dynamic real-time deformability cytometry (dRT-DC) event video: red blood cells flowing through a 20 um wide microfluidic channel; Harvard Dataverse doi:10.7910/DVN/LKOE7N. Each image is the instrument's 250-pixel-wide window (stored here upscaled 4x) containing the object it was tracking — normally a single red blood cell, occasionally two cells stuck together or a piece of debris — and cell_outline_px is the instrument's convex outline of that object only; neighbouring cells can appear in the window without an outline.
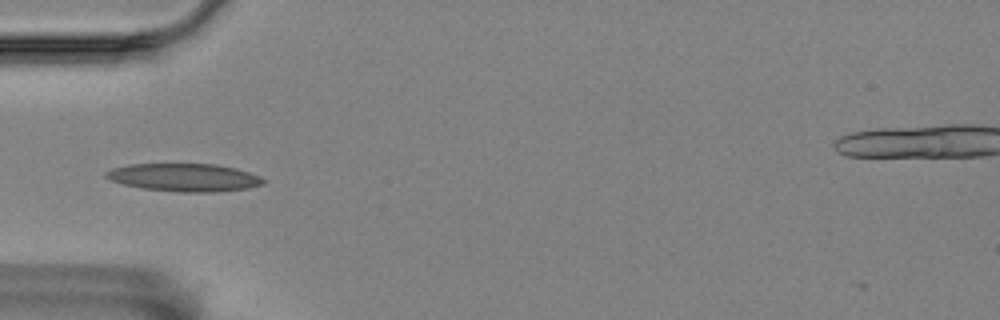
{"species": "Egyptian fruit bat (a non-hibernating species)", "species_latin": "Rousettus aegyptiacus", "temperature_condition": "room temperature", "stored_images_in_passage": 40, "camera_frame_rate_fps": 3000, "um_per_image_px": 0.085, "animal": {"sex": "female"}, "frame": {"image": 1, "passage_image": 1, "time_ms": 0.0, "image_size_px": [1000, 320], "cell_outline_px": [[264, 184], [248, 188], [216, 192], [180, 192], [140, 188], [124, 184], [112, 180], [104, 176], [104, 172], [112, 168], [128, 164], [216, 164], [236, 168], [260, 176], [264, 180]], "centroid_in_image_um": [15.65, 15.08], "position_along_channel_um": 69.3, "area_um2": 25.61}}
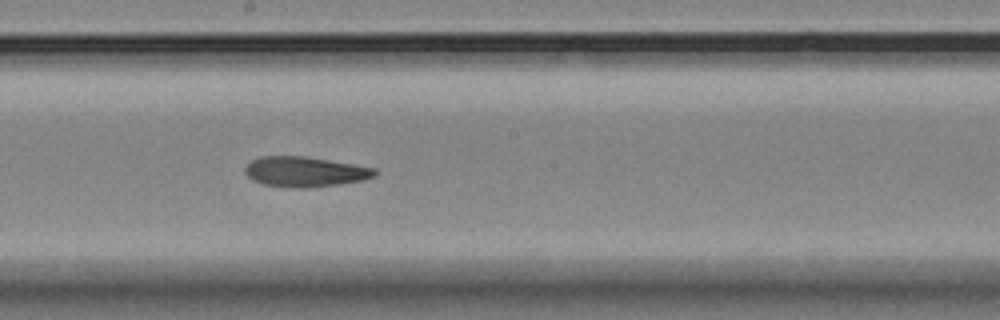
{"frame": {"image": 2, "passage_image": 14, "time_ms": 4.333, "image_size_px": [1000, 320], "cell_outline_px": [[380, 172], [376, 176], [364, 180], [340, 184], [308, 188], [288, 188], [264, 184], [252, 180], [244, 172], [244, 168], [252, 160], [260, 156], [308, 156], [376, 168]], "centroid_in_image_um": [25.96, 14.6], "position_along_channel_um": 222.2, "area_um2": 23.18}}
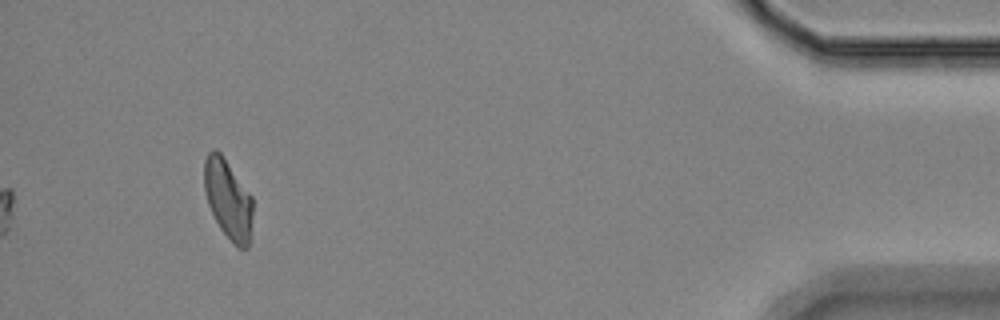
{"frame": {"image": 3, "passage_image": 36, "time_ms": 11.667, "image_size_px": [1000, 320], "cell_outline_px": [[252, 216], [248, 248], [240, 248], [232, 244], [220, 228], [208, 204], [204, 192], [204, 160], [208, 152], [212, 148], [216, 148], [220, 152], [252, 196]], "centroid_in_image_um": [19.37, 16.92], "position_along_channel_um": 415.8, "area_um2": 22.48}, "authors_computed_cell_mechanics": {"area_um2": 22.831, "velocity_mm_per_s": 3.512, "shape_relaxation_time_tau1_ms": null, "shape_relaxation_time_tau2_ms": 6.8322, "deformation_change_tau1": null, "deformation_change_tau2": 0.1579}}